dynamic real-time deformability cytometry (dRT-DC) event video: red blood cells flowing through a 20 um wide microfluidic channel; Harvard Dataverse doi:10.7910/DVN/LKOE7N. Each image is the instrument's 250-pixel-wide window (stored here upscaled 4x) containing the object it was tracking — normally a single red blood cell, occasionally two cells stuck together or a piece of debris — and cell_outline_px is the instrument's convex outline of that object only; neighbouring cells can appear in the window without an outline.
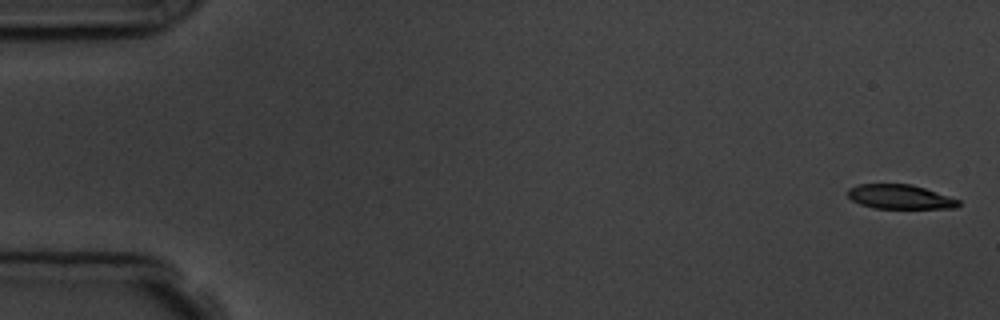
{"species": "common noctule bat (a hibernating species)", "species_latin": "Nyctalus noctula", "temperature_condition": "room temperature", "stored_images_in_passage": 5, "camera_frame_rate_fps": 3000, "um_per_image_px": 0.085, "animal": {"sex": "male", "body_mass_g": 19.5, "forearm_length_mm": 54.6}, "frame": {"image": 1, "passage_image": 1, "time_ms": 0.0, "image_size_px": [1000, 320], "cell_outline_px": [[960, 204], [956, 208], [872, 208], [860, 204], [852, 200], [848, 196], [848, 188], [856, 184], [912, 184], [960, 200]], "centroid_in_image_um": [76.47, 16.73], "position_along_channel_um": 8.5, "area_um2": 15.66}}
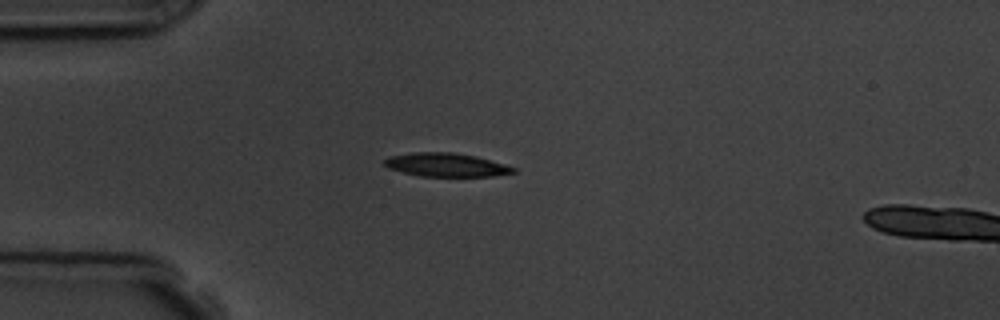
{"frame": {"image": 2, "passage_image": 4, "time_ms": 4.333, "image_size_px": [1000, 320], "cell_outline_px": [[516, 172], [492, 176], [420, 176], [388, 168], [384, 164], [384, 160], [388, 156], [412, 152], [452, 152], [476, 156], [504, 164], [516, 168]], "centroid_in_image_um": [37.9, 14.0], "position_along_channel_um": 47.1, "area_um2": 17.63}}